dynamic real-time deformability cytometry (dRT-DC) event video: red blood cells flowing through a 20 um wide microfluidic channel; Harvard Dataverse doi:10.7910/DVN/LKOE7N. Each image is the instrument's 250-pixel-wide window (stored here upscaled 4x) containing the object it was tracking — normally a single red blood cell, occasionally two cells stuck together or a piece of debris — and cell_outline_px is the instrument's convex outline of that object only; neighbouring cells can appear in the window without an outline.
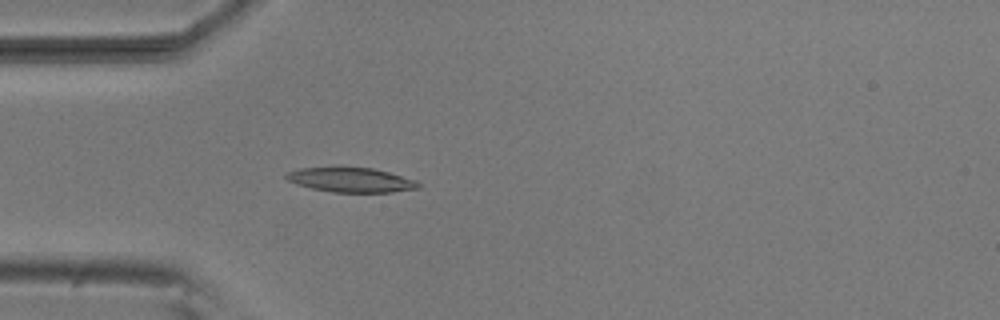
{"species": "common noctule bat (a hibernating species)", "species_latin": "Nyctalus noctula", "temperature_condition": "room temperature", "stored_images_in_passage": 53, "camera_frame_rate_fps": 3000, "um_per_image_px": 0.085, "animal": {"sex": "male", "body_mass_g": 20.5, "forearm_length_mm": 52.5}, "frame": {"image": 1, "passage_image": 15, "time_ms": 4.667, "image_size_px": [1000, 320], "cell_outline_px": [[420, 188], [392, 192], [332, 192], [312, 188], [296, 184], [288, 180], [284, 176], [288, 172], [300, 168], [372, 168], [388, 172], [416, 180], [420, 184]], "centroid_in_image_um": [29.85, 15.3], "position_along_channel_um": 55.1, "area_um2": 18.61}}
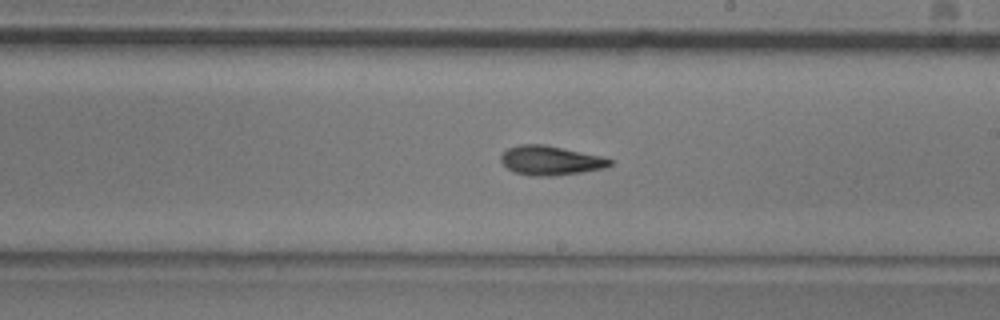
{"frame": {"image": 2, "passage_image": 30, "time_ms": 9.667, "image_size_px": [1000, 320], "cell_outline_px": [[616, 160], [612, 164], [604, 168], [580, 172], [552, 176], [532, 176], [516, 172], [508, 168], [500, 160], [500, 156], [508, 148], [520, 144], [544, 144], [600, 156]], "centroid_in_image_um": [46.8, 13.64], "position_along_channel_um": 242.2, "area_um2": 18.44}}
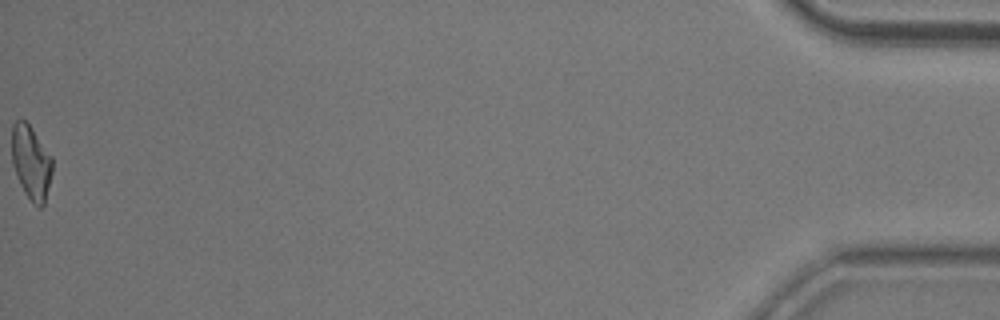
{"frame": {"image": 3, "passage_image": 53, "time_ms": 17.333, "image_size_px": [1000, 320], "cell_outline_px": [[52, 172], [44, 204], [40, 208], [32, 204], [24, 192], [16, 176], [12, 164], [12, 124], [16, 120], [24, 120], [32, 128], [52, 156]], "centroid_in_image_um": [2.63, 13.82], "position_along_channel_um": 432.6, "area_um2": 17.57}, "authors_computed_cell_mechanics": {"area_um2": 18.1492, "velocity_mm_per_s": 3.8207, "shape_relaxation_time_tau1_ms": 8.0459, "shape_relaxation_time_tau2_ms": 3.409, "deformation_change_tau1": 0.2036, "deformation_change_tau2": 0.1108}}